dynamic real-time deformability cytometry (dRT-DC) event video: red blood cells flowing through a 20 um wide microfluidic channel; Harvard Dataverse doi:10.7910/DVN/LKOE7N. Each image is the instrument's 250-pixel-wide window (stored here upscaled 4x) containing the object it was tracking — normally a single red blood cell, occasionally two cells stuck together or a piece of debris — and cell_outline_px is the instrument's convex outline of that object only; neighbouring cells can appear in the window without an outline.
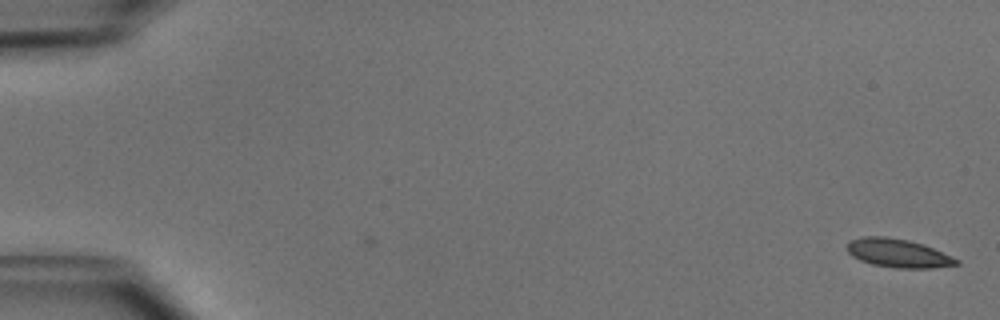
{"species": "common noctule bat (a hibernating species)", "species_latin": "Nyctalus noctula", "temperature_condition": "cold", "stored_images_in_passage": 5, "camera_frame_rate_fps": 3000, "um_per_image_px": 0.085, "animal": {"sex": "male", "body_mass_g": 15.6}, "frame": {"image": 1, "passage_image": 5, "time_ms": 1.333, "image_size_px": [1000, 320], "cell_outline_px": [[960, 264], [932, 268], [896, 268], [872, 264], [860, 260], [852, 256], [844, 248], [848, 240], [864, 236], [884, 236], [908, 240], [924, 244], [952, 256], [960, 260]], "centroid_in_image_um": [76.31, 21.51], "position_along_channel_um": 8.7, "area_um2": 18.44}}